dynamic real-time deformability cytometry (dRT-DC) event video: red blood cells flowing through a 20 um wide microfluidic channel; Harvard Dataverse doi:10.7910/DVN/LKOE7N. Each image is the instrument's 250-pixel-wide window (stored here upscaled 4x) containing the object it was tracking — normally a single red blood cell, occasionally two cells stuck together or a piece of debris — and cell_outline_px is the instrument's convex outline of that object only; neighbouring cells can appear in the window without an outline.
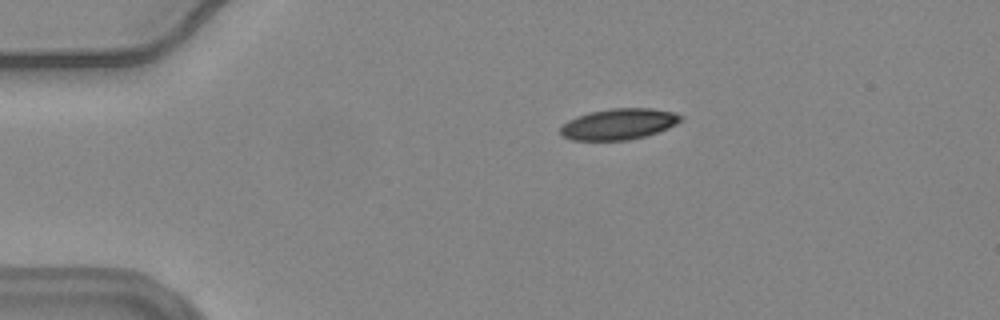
{"species": "common noctule bat (a hibernating species)", "species_latin": "Nyctalus noctula", "temperature_condition": "warm", "stored_images_in_passage": 51, "camera_frame_rate_fps": 3000, "um_per_image_px": 0.085, "animal": {"sex": "female", "body_mass_g": 24.6, "forearm_length_mm": 56.2}, "frame": {"image": 1, "passage_image": 6, "time_ms": 1.667, "image_size_px": [1000, 320], "cell_outline_px": [[684, 120], [668, 128], [644, 136], [628, 140], [572, 140], [564, 136], [560, 132], [560, 128], [568, 120], [576, 116], [588, 112], [612, 108], [652, 108], [672, 112], [684, 116]], "centroid_in_image_um": [52.61, 10.53], "position_along_channel_um": 32.4, "area_um2": 21.73}}
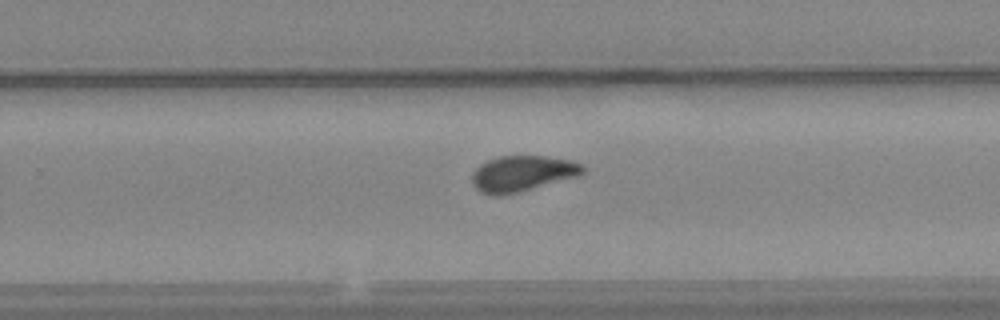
{"frame": {"image": 2, "passage_image": 31, "time_ms": 10.0, "image_size_px": [1000, 320], "cell_outline_px": [[584, 172], [580, 176], [520, 192], [500, 196], [492, 196], [480, 192], [472, 184], [472, 172], [480, 164], [488, 160], [500, 156], [544, 156], [572, 160], [584, 164]], "centroid_in_image_um": [44.41, 14.76], "position_along_channel_um": 285.4, "area_um2": 23.47}}
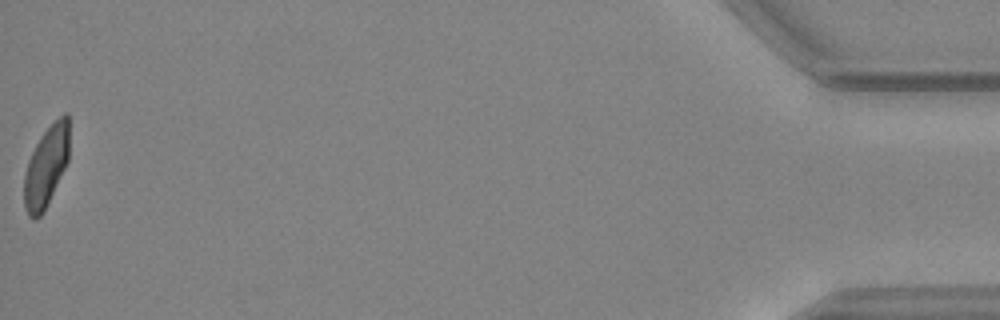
{"frame": {"image": 3, "passage_image": 51, "time_ms": 16.667, "image_size_px": [1000, 320], "cell_outline_px": [[68, 160], [44, 212], [36, 220], [32, 220], [28, 216], [24, 204], [24, 176], [28, 160], [40, 136], [64, 112], [68, 112]], "centroid_in_image_um": [3.91, 14.19], "position_along_channel_um": 431.3, "area_um2": 21.04}, "authors_computed_cell_mechanics": {"area_um2": 22.7732, "velocity_mm_per_s": 3.6782, "shape_relaxation_time_tau1_ms": 6.7483, "shape_relaxation_time_tau2_ms": 1.5268, "deformation_change_tau1": 0.1813, "deformation_change_tau2": 0.0737}}